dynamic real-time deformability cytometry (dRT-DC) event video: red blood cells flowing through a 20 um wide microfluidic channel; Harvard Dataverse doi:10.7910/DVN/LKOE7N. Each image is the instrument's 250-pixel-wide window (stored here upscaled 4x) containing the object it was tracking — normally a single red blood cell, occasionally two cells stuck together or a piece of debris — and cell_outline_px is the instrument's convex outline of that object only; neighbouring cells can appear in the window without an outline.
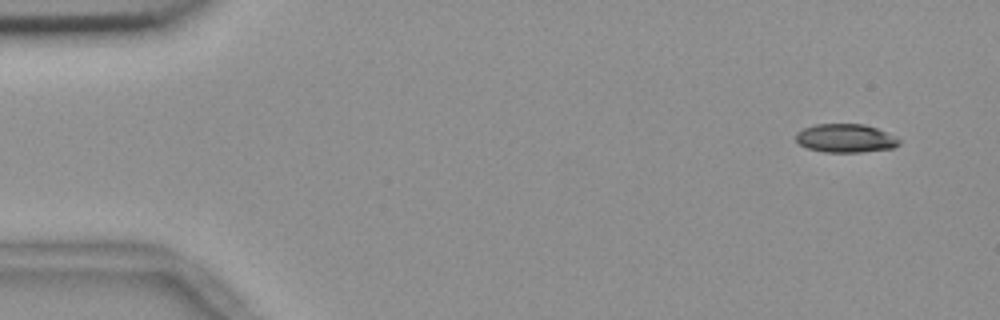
{"species": "common noctule bat (a hibernating species)", "species_latin": "Nyctalus noctula", "temperature_condition": "room temperature", "stored_images_in_passage": 5, "camera_frame_rate_fps": 3000, "um_per_image_px": 0.085, "animal": {"sex": "female", "body_mass_g": 18.4}, "frame": {"image": 1, "passage_image": 1, "time_ms": 0.0, "image_size_px": [1000, 320], "cell_outline_px": [[900, 144], [892, 148], [860, 152], [824, 152], [808, 148], [800, 144], [796, 140], [796, 132], [804, 128], [816, 124], [864, 124], [876, 128], [896, 136], [900, 140]], "centroid_in_image_um": [71.88, 11.75], "position_along_channel_um": 13.1, "area_um2": 17.11}}
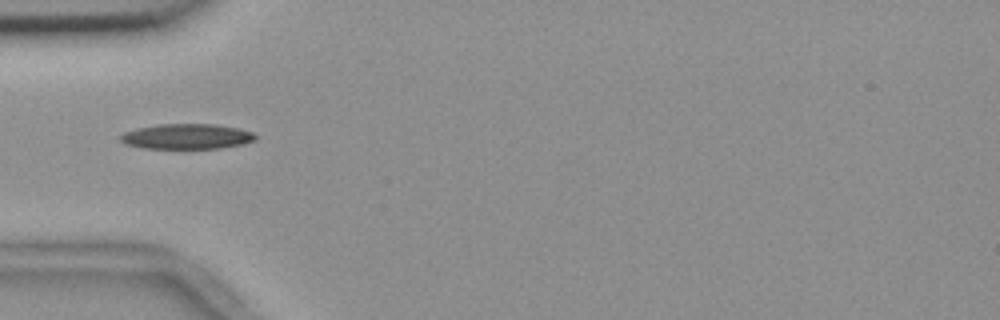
{"frame": {"image": 2, "passage_image": 5, "time_ms": 1.333, "image_size_px": [1000, 320], "cell_outline_px": [[256, 140], [244, 144], [220, 148], [144, 148], [124, 144], [120, 140], [120, 136], [124, 132], [136, 128], [156, 124], [212, 124], [236, 128], [252, 132], [256, 136]], "centroid_in_image_um": [15.85, 11.6], "position_along_channel_um": 69.2, "area_um2": 19.83}}